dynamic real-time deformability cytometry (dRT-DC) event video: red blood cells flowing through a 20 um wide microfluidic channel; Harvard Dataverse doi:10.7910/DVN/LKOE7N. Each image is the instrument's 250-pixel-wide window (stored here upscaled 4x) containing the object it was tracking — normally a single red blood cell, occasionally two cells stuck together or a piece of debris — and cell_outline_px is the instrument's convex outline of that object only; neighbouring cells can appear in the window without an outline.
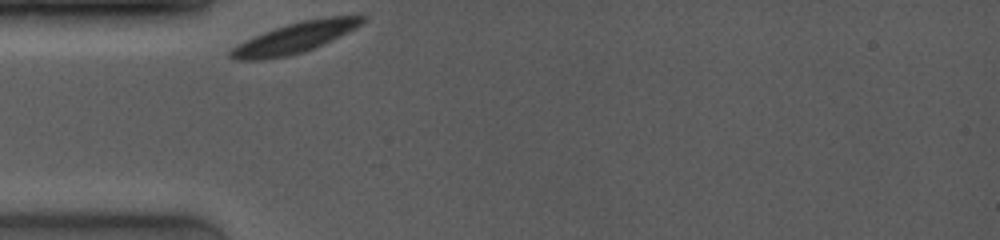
{"species": "common noctule bat (a hibernating species)", "species_latin": "Nyctalus noctula", "temperature_condition": "room temperature", "stored_images_in_passage": 2, "camera_frame_rate_fps": 4000, "um_per_image_px": 0.085, "animal": {"sex": "female", "body_mass_g": 19.0, "forearm_length_mm": 53.3}, "frame": {"image": 1, "passage_image": 1, "time_ms": 0.0, "image_size_px": [1000, 240], "cell_outline_px": [[364, 20], [360, 24], [348, 32], [332, 40], [304, 52], [288, 56], [264, 60], [232, 60], [228, 56], [228, 52], [232, 48], [264, 32], [300, 20], [328, 16], [364, 16]], "centroid_in_image_um": [25.03, 3.23], "position_along_channel_um": 60.0, "area_um2": 23.12}}